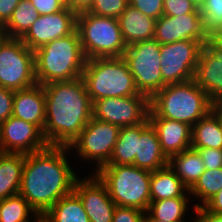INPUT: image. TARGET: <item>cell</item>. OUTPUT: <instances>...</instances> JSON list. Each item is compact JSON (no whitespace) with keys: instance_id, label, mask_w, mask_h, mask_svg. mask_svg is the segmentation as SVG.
Instances as JSON below:
<instances>
[{"instance_id":"obj_1","label":"cell","mask_w":222,"mask_h":222,"mask_svg":"<svg viewBox=\"0 0 222 222\" xmlns=\"http://www.w3.org/2000/svg\"><path fill=\"white\" fill-rule=\"evenodd\" d=\"M68 146L48 145L25 155L19 194L42 218L62 197L74 191L79 178L69 159Z\"/></svg>"},{"instance_id":"obj_2","label":"cell","mask_w":222,"mask_h":222,"mask_svg":"<svg viewBox=\"0 0 222 222\" xmlns=\"http://www.w3.org/2000/svg\"><path fill=\"white\" fill-rule=\"evenodd\" d=\"M48 145L69 146L93 117V104L82 77L43 85Z\"/></svg>"},{"instance_id":"obj_3","label":"cell","mask_w":222,"mask_h":222,"mask_svg":"<svg viewBox=\"0 0 222 222\" xmlns=\"http://www.w3.org/2000/svg\"><path fill=\"white\" fill-rule=\"evenodd\" d=\"M86 63L78 31L34 51L35 78L40 85L82 77Z\"/></svg>"},{"instance_id":"obj_4","label":"cell","mask_w":222,"mask_h":222,"mask_svg":"<svg viewBox=\"0 0 222 222\" xmlns=\"http://www.w3.org/2000/svg\"><path fill=\"white\" fill-rule=\"evenodd\" d=\"M212 105L194 79L167 84L150 99V108L159 117L184 122L191 127L212 110Z\"/></svg>"},{"instance_id":"obj_5","label":"cell","mask_w":222,"mask_h":222,"mask_svg":"<svg viewBox=\"0 0 222 222\" xmlns=\"http://www.w3.org/2000/svg\"><path fill=\"white\" fill-rule=\"evenodd\" d=\"M92 104L107 97H130L139 93L128 63L121 57L86 59L82 72Z\"/></svg>"},{"instance_id":"obj_6","label":"cell","mask_w":222,"mask_h":222,"mask_svg":"<svg viewBox=\"0 0 222 222\" xmlns=\"http://www.w3.org/2000/svg\"><path fill=\"white\" fill-rule=\"evenodd\" d=\"M94 174L106 186L116 206L147 211L151 202V172L134 165H104Z\"/></svg>"},{"instance_id":"obj_7","label":"cell","mask_w":222,"mask_h":222,"mask_svg":"<svg viewBox=\"0 0 222 222\" xmlns=\"http://www.w3.org/2000/svg\"><path fill=\"white\" fill-rule=\"evenodd\" d=\"M76 30L86 59L124 55L127 46L118 19L85 11L77 14Z\"/></svg>"},{"instance_id":"obj_8","label":"cell","mask_w":222,"mask_h":222,"mask_svg":"<svg viewBox=\"0 0 222 222\" xmlns=\"http://www.w3.org/2000/svg\"><path fill=\"white\" fill-rule=\"evenodd\" d=\"M160 44L153 38L127 46L123 58L139 93L151 99L165 85L161 74Z\"/></svg>"},{"instance_id":"obj_9","label":"cell","mask_w":222,"mask_h":222,"mask_svg":"<svg viewBox=\"0 0 222 222\" xmlns=\"http://www.w3.org/2000/svg\"><path fill=\"white\" fill-rule=\"evenodd\" d=\"M119 130L120 127L117 125L92 117L68 148L71 153L73 151L76 153L74 158L78 156L77 158H81L83 163L88 161V165L95 163L94 166H91L94 167L92 172L94 173L110 161Z\"/></svg>"},{"instance_id":"obj_10","label":"cell","mask_w":222,"mask_h":222,"mask_svg":"<svg viewBox=\"0 0 222 222\" xmlns=\"http://www.w3.org/2000/svg\"><path fill=\"white\" fill-rule=\"evenodd\" d=\"M36 83L34 51L8 37L0 47V87L18 91Z\"/></svg>"},{"instance_id":"obj_11","label":"cell","mask_w":222,"mask_h":222,"mask_svg":"<svg viewBox=\"0 0 222 222\" xmlns=\"http://www.w3.org/2000/svg\"><path fill=\"white\" fill-rule=\"evenodd\" d=\"M201 47L199 41L191 39L160 44L162 80L174 84L194 79Z\"/></svg>"},{"instance_id":"obj_12","label":"cell","mask_w":222,"mask_h":222,"mask_svg":"<svg viewBox=\"0 0 222 222\" xmlns=\"http://www.w3.org/2000/svg\"><path fill=\"white\" fill-rule=\"evenodd\" d=\"M149 109L146 95L107 97L93 103V117L119 127L136 126L148 118Z\"/></svg>"},{"instance_id":"obj_13","label":"cell","mask_w":222,"mask_h":222,"mask_svg":"<svg viewBox=\"0 0 222 222\" xmlns=\"http://www.w3.org/2000/svg\"><path fill=\"white\" fill-rule=\"evenodd\" d=\"M77 14L67 6L57 13L39 15L20 38L32 51L53 40L66 37L76 30Z\"/></svg>"},{"instance_id":"obj_14","label":"cell","mask_w":222,"mask_h":222,"mask_svg":"<svg viewBox=\"0 0 222 222\" xmlns=\"http://www.w3.org/2000/svg\"><path fill=\"white\" fill-rule=\"evenodd\" d=\"M194 81L206 92L212 104L222 101V44L216 38H208L203 43Z\"/></svg>"},{"instance_id":"obj_15","label":"cell","mask_w":222,"mask_h":222,"mask_svg":"<svg viewBox=\"0 0 222 222\" xmlns=\"http://www.w3.org/2000/svg\"><path fill=\"white\" fill-rule=\"evenodd\" d=\"M0 142L4 153L24 155L48 146L37 125L14 116L0 124Z\"/></svg>"},{"instance_id":"obj_16","label":"cell","mask_w":222,"mask_h":222,"mask_svg":"<svg viewBox=\"0 0 222 222\" xmlns=\"http://www.w3.org/2000/svg\"><path fill=\"white\" fill-rule=\"evenodd\" d=\"M76 180L74 192L81 199L90 222H112L116 205L106 186L94 173Z\"/></svg>"},{"instance_id":"obj_17","label":"cell","mask_w":222,"mask_h":222,"mask_svg":"<svg viewBox=\"0 0 222 222\" xmlns=\"http://www.w3.org/2000/svg\"><path fill=\"white\" fill-rule=\"evenodd\" d=\"M153 38L159 44L191 39L203 45L209 37L204 32L201 13H188L175 17L162 15L155 22Z\"/></svg>"},{"instance_id":"obj_18","label":"cell","mask_w":222,"mask_h":222,"mask_svg":"<svg viewBox=\"0 0 222 222\" xmlns=\"http://www.w3.org/2000/svg\"><path fill=\"white\" fill-rule=\"evenodd\" d=\"M148 120L155 129L161 149L168 159L191 148L192 127L187 123L159 117L151 108Z\"/></svg>"},{"instance_id":"obj_19","label":"cell","mask_w":222,"mask_h":222,"mask_svg":"<svg viewBox=\"0 0 222 222\" xmlns=\"http://www.w3.org/2000/svg\"><path fill=\"white\" fill-rule=\"evenodd\" d=\"M12 116L37 125L44 130L46 103L43 85H35L15 91Z\"/></svg>"},{"instance_id":"obj_20","label":"cell","mask_w":222,"mask_h":222,"mask_svg":"<svg viewBox=\"0 0 222 222\" xmlns=\"http://www.w3.org/2000/svg\"><path fill=\"white\" fill-rule=\"evenodd\" d=\"M123 41L126 46L153 39L156 19L144 15L130 4L118 18Z\"/></svg>"},{"instance_id":"obj_21","label":"cell","mask_w":222,"mask_h":222,"mask_svg":"<svg viewBox=\"0 0 222 222\" xmlns=\"http://www.w3.org/2000/svg\"><path fill=\"white\" fill-rule=\"evenodd\" d=\"M132 165L150 172L168 165V158L163 153L157 133L151 124L141 133Z\"/></svg>"},{"instance_id":"obj_22","label":"cell","mask_w":222,"mask_h":222,"mask_svg":"<svg viewBox=\"0 0 222 222\" xmlns=\"http://www.w3.org/2000/svg\"><path fill=\"white\" fill-rule=\"evenodd\" d=\"M150 125L148 118L136 126L120 127L110 161L106 165H132L141 133Z\"/></svg>"},{"instance_id":"obj_23","label":"cell","mask_w":222,"mask_h":222,"mask_svg":"<svg viewBox=\"0 0 222 222\" xmlns=\"http://www.w3.org/2000/svg\"><path fill=\"white\" fill-rule=\"evenodd\" d=\"M177 197H191L189 190L183 185L174 171L167 165L151 172V201L165 200Z\"/></svg>"},{"instance_id":"obj_24","label":"cell","mask_w":222,"mask_h":222,"mask_svg":"<svg viewBox=\"0 0 222 222\" xmlns=\"http://www.w3.org/2000/svg\"><path fill=\"white\" fill-rule=\"evenodd\" d=\"M24 164V154L0 156V200L19 194Z\"/></svg>"},{"instance_id":"obj_25","label":"cell","mask_w":222,"mask_h":222,"mask_svg":"<svg viewBox=\"0 0 222 222\" xmlns=\"http://www.w3.org/2000/svg\"><path fill=\"white\" fill-rule=\"evenodd\" d=\"M191 148L222 149V124L213 109L192 126Z\"/></svg>"},{"instance_id":"obj_26","label":"cell","mask_w":222,"mask_h":222,"mask_svg":"<svg viewBox=\"0 0 222 222\" xmlns=\"http://www.w3.org/2000/svg\"><path fill=\"white\" fill-rule=\"evenodd\" d=\"M168 166L188 190L194 186L206 169L198 151L193 148L171 156L168 159Z\"/></svg>"},{"instance_id":"obj_27","label":"cell","mask_w":222,"mask_h":222,"mask_svg":"<svg viewBox=\"0 0 222 222\" xmlns=\"http://www.w3.org/2000/svg\"><path fill=\"white\" fill-rule=\"evenodd\" d=\"M41 219L44 222H90L81 199L74 191L62 197Z\"/></svg>"},{"instance_id":"obj_28","label":"cell","mask_w":222,"mask_h":222,"mask_svg":"<svg viewBox=\"0 0 222 222\" xmlns=\"http://www.w3.org/2000/svg\"><path fill=\"white\" fill-rule=\"evenodd\" d=\"M191 201H194L191 197H177L151 201L147 212L153 218L164 222H186L187 214L190 211L189 206H192L189 204Z\"/></svg>"},{"instance_id":"obj_29","label":"cell","mask_w":222,"mask_h":222,"mask_svg":"<svg viewBox=\"0 0 222 222\" xmlns=\"http://www.w3.org/2000/svg\"><path fill=\"white\" fill-rule=\"evenodd\" d=\"M40 220L41 217L20 194L0 200V222H39Z\"/></svg>"},{"instance_id":"obj_30","label":"cell","mask_w":222,"mask_h":222,"mask_svg":"<svg viewBox=\"0 0 222 222\" xmlns=\"http://www.w3.org/2000/svg\"><path fill=\"white\" fill-rule=\"evenodd\" d=\"M222 189V167L218 169H205L194 186L189 190V194L194 199V207H203Z\"/></svg>"},{"instance_id":"obj_31","label":"cell","mask_w":222,"mask_h":222,"mask_svg":"<svg viewBox=\"0 0 222 222\" xmlns=\"http://www.w3.org/2000/svg\"><path fill=\"white\" fill-rule=\"evenodd\" d=\"M39 13L30 0H21L4 26L9 38H21L36 21Z\"/></svg>"},{"instance_id":"obj_32","label":"cell","mask_w":222,"mask_h":222,"mask_svg":"<svg viewBox=\"0 0 222 222\" xmlns=\"http://www.w3.org/2000/svg\"><path fill=\"white\" fill-rule=\"evenodd\" d=\"M203 29L209 38H216L222 32V0H204L199 7Z\"/></svg>"},{"instance_id":"obj_33","label":"cell","mask_w":222,"mask_h":222,"mask_svg":"<svg viewBox=\"0 0 222 222\" xmlns=\"http://www.w3.org/2000/svg\"><path fill=\"white\" fill-rule=\"evenodd\" d=\"M129 5V0H94L88 12L118 19Z\"/></svg>"},{"instance_id":"obj_34","label":"cell","mask_w":222,"mask_h":222,"mask_svg":"<svg viewBox=\"0 0 222 222\" xmlns=\"http://www.w3.org/2000/svg\"><path fill=\"white\" fill-rule=\"evenodd\" d=\"M188 13H200L199 7L191 0H164L163 15L180 16Z\"/></svg>"},{"instance_id":"obj_35","label":"cell","mask_w":222,"mask_h":222,"mask_svg":"<svg viewBox=\"0 0 222 222\" xmlns=\"http://www.w3.org/2000/svg\"><path fill=\"white\" fill-rule=\"evenodd\" d=\"M164 0H129V4L144 15L158 19L163 15Z\"/></svg>"},{"instance_id":"obj_36","label":"cell","mask_w":222,"mask_h":222,"mask_svg":"<svg viewBox=\"0 0 222 222\" xmlns=\"http://www.w3.org/2000/svg\"><path fill=\"white\" fill-rule=\"evenodd\" d=\"M145 211L134 207L116 206L112 222H143Z\"/></svg>"},{"instance_id":"obj_37","label":"cell","mask_w":222,"mask_h":222,"mask_svg":"<svg viewBox=\"0 0 222 222\" xmlns=\"http://www.w3.org/2000/svg\"><path fill=\"white\" fill-rule=\"evenodd\" d=\"M201 156L206 169H218L222 167V149L203 148L195 149Z\"/></svg>"},{"instance_id":"obj_38","label":"cell","mask_w":222,"mask_h":222,"mask_svg":"<svg viewBox=\"0 0 222 222\" xmlns=\"http://www.w3.org/2000/svg\"><path fill=\"white\" fill-rule=\"evenodd\" d=\"M30 2L39 15L57 13L66 7L65 0H30Z\"/></svg>"},{"instance_id":"obj_39","label":"cell","mask_w":222,"mask_h":222,"mask_svg":"<svg viewBox=\"0 0 222 222\" xmlns=\"http://www.w3.org/2000/svg\"><path fill=\"white\" fill-rule=\"evenodd\" d=\"M15 91L0 87V124L13 114Z\"/></svg>"},{"instance_id":"obj_40","label":"cell","mask_w":222,"mask_h":222,"mask_svg":"<svg viewBox=\"0 0 222 222\" xmlns=\"http://www.w3.org/2000/svg\"><path fill=\"white\" fill-rule=\"evenodd\" d=\"M21 0H0V24L5 26Z\"/></svg>"},{"instance_id":"obj_41","label":"cell","mask_w":222,"mask_h":222,"mask_svg":"<svg viewBox=\"0 0 222 222\" xmlns=\"http://www.w3.org/2000/svg\"><path fill=\"white\" fill-rule=\"evenodd\" d=\"M194 208V210H193ZM193 212H195L194 220L192 222H222V215H217L209 212L204 207H191Z\"/></svg>"},{"instance_id":"obj_42","label":"cell","mask_w":222,"mask_h":222,"mask_svg":"<svg viewBox=\"0 0 222 222\" xmlns=\"http://www.w3.org/2000/svg\"><path fill=\"white\" fill-rule=\"evenodd\" d=\"M94 0H65V5L76 14L88 11Z\"/></svg>"},{"instance_id":"obj_43","label":"cell","mask_w":222,"mask_h":222,"mask_svg":"<svg viewBox=\"0 0 222 222\" xmlns=\"http://www.w3.org/2000/svg\"><path fill=\"white\" fill-rule=\"evenodd\" d=\"M203 207L213 214L222 215V189Z\"/></svg>"},{"instance_id":"obj_44","label":"cell","mask_w":222,"mask_h":222,"mask_svg":"<svg viewBox=\"0 0 222 222\" xmlns=\"http://www.w3.org/2000/svg\"><path fill=\"white\" fill-rule=\"evenodd\" d=\"M212 109L217 113L222 124V101L213 104Z\"/></svg>"},{"instance_id":"obj_45","label":"cell","mask_w":222,"mask_h":222,"mask_svg":"<svg viewBox=\"0 0 222 222\" xmlns=\"http://www.w3.org/2000/svg\"><path fill=\"white\" fill-rule=\"evenodd\" d=\"M8 38L7 32L5 30V27L0 24V47L5 42V40Z\"/></svg>"},{"instance_id":"obj_46","label":"cell","mask_w":222,"mask_h":222,"mask_svg":"<svg viewBox=\"0 0 222 222\" xmlns=\"http://www.w3.org/2000/svg\"><path fill=\"white\" fill-rule=\"evenodd\" d=\"M143 222H164L159 219L153 218L147 211L144 214Z\"/></svg>"},{"instance_id":"obj_47","label":"cell","mask_w":222,"mask_h":222,"mask_svg":"<svg viewBox=\"0 0 222 222\" xmlns=\"http://www.w3.org/2000/svg\"><path fill=\"white\" fill-rule=\"evenodd\" d=\"M193 1L198 7L201 6V4L204 2V0H191Z\"/></svg>"},{"instance_id":"obj_48","label":"cell","mask_w":222,"mask_h":222,"mask_svg":"<svg viewBox=\"0 0 222 222\" xmlns=\"http://www.w3.org/2000/svg\"><path fill=\"white\" fill-rule=\"evenodd\" d=\"M216 39H217L219 42H222V32L220 33L219 36L216 37Z\"/></svg>"},{"instance_id":"obj_49","label":"cell","mask_w":222,"mask_h":222,"mask_svg":"<svg viewBox=\"0 0 222 222\" xmlns=\"http://www.w3.org/2000/svg\"><path fill=\"white\" fill-rule=\"evenodd\" d=\"M3 150H2V147H1V142H0V156L3 154Z\"/></svg>"}]
</instances>
